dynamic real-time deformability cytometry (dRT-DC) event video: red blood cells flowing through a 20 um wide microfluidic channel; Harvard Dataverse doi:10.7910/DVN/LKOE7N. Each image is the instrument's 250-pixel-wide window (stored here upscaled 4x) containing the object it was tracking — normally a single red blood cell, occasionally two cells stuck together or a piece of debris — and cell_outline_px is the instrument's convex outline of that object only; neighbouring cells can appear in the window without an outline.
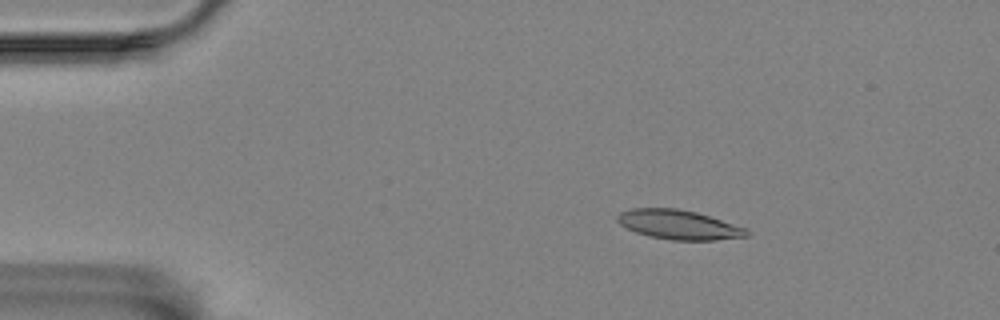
{"species": "Egyptian fruit bat (a non-hibernating species)", "species_latin": "Rousettus aegyptiacus", "temperature_condition": "room temperature", "stored_images_in_passage": 9, "camera_frame_rate_fps": 3000, "um_per_image_px": 0.085, "animal": {"sex": "female"}, "frame": {"image": 1, "passage_image": 1, "time_ms": 0.0, "image_size_px": [1000, 320], "cell_outline_px": [[752, 236], [716, 240], [672, 240], [648, 236], [636, 232], [620, 224], [616, 220], [616, 216], [620, 212], [632, 208], [676, 208], [696, 212], [748, 228]], "centroid_in_image_um": [57.73, 19.1], "position_along_channel_um": 27.3, "area_um2": 22.31}}
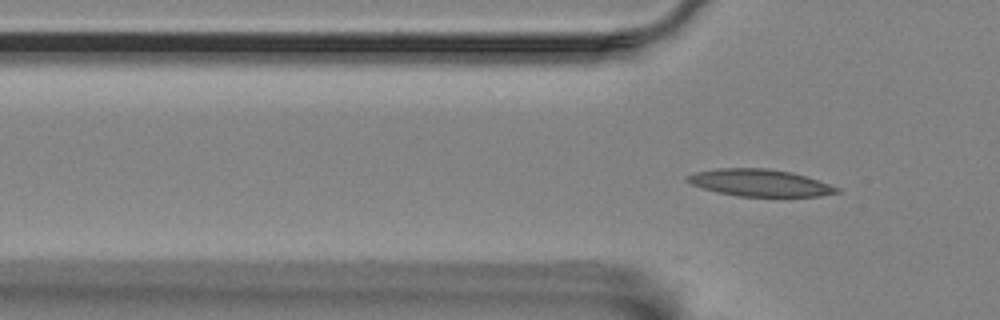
{"frame": {"image": 2, "passage_image": 9, "time_ms": 2.667, "image_size_px": [1000, 320], "cell_outline_px": [[840, 192], [820, 196], [736, 196], [716, 192], [692, 184], [684, 180], [684, 176], [696, 172], [716, 168], [768, 168], [792, 172], [840, 188]], "centroid_in_image_um": [64.53, 15.53], "position_along_channel_um": 61.3, "area_um2": 23.47}}